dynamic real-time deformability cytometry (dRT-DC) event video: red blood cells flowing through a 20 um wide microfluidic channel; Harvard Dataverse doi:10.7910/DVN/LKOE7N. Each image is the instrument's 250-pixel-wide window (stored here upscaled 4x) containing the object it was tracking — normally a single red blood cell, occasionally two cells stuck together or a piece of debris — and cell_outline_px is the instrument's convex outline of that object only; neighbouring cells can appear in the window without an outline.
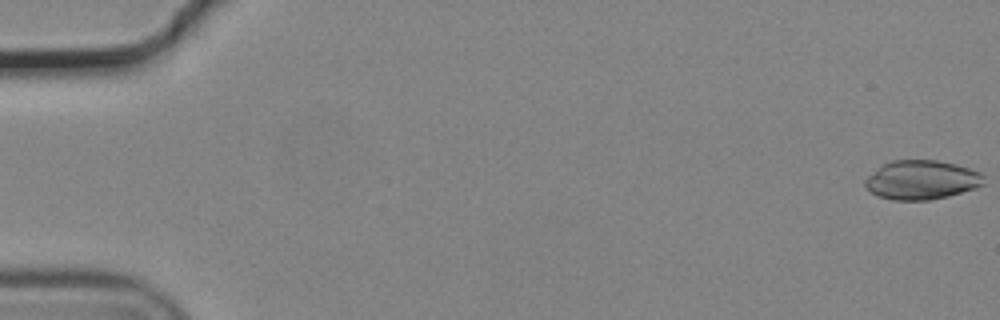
{"species": "common noctule bat (a hibernating species)", "species_latin": "Nyctalus noctula", "temperature_condition": "cold", "stored_images_in_passage": 55, "camera_frame_rate_fps": 3000, "um_per_image_px": 0.085, "animal": {"sex": "male", "body_mass_g": 19.2, "forearm_length_mm": 51.8}, "frame": {"image": 1, "passage_image": 1, "time_ms": 0.0, "image_size_px": [1000, 320], "cell_outline_px": [[984, 184], [948, 196], [928, 200], [892, 200], [880, 196], [872, 192], [864, 184], [864, 180], [868, 176], [884, 164], [892, 160], [936, 160], [956, 164], [980, 172], [984, 176]], "centroid_in_image_um": [78.34, 15.29], "position_along_channel_um": 6.7, "area_um2": 26.7}}
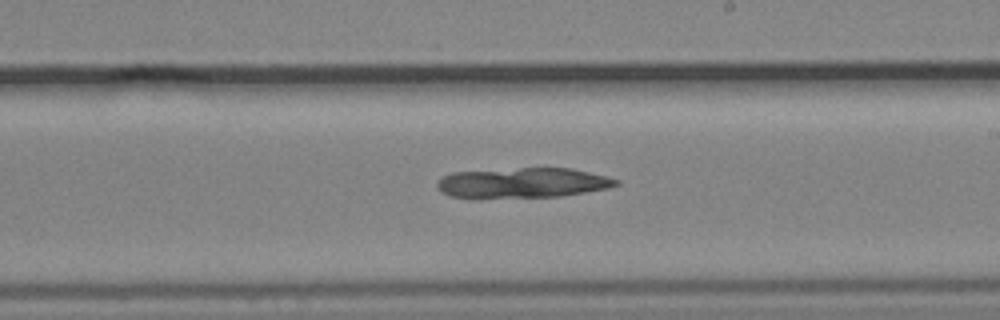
{"frame": {"image": 2, "passage_image": 33, "time_ms": 10.667, "image_size_px": [1000, 320], "cell_outline_px": [[620, 184], [608, 188], [560, 196], [448, 196], [436, 184], [444, 176], [452, 172], [520, 168], [572, 168], [608, 176], [620, 180]], "centroid_in_image_um": [44.54, 15.5], "position_along_channel_um": 244.5, "area_um2": 30.52}}